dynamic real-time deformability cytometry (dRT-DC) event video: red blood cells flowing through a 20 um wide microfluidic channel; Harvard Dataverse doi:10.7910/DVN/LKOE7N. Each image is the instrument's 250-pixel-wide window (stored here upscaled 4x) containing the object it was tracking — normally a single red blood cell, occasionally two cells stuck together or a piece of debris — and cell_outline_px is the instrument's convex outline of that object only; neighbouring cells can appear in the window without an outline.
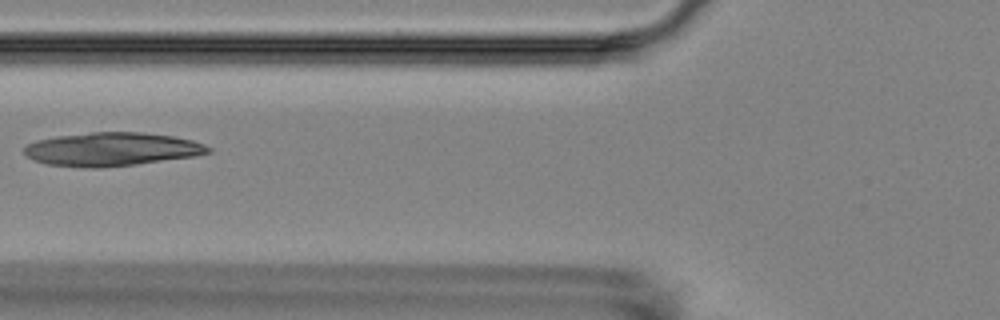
{"species": "Egyptian fruit bat (a non-hibernating species)", "species_latin": "Rousettus aegyptiacus", "temperature_condition": "room temperature", "stored_images_in_passage": 5, "camera_frame_rate_fps": 3000, "um_per_image_px": 0.085, "animal": {"sex": "female"}, "frame": {"image": 1, "passage_image": 2, "time_ms": 1.333, "image_size_px": [1000, 320], "cell_outline_px": [[212, 152], [196, 156], [136, 164], [100, 168], [80, 168], [44, 164], [32, 160], [24, 152], [24, 148], [28, 144], [36, 140], [56, 136], [92, 132], [140, 132], [172, 136], [192, 140], [204, 144], [212, 148]], "centroid_in_image_um": [9.48, 12.69], "position_along_channel_um": 116.3, "area_um2": 36.18}}
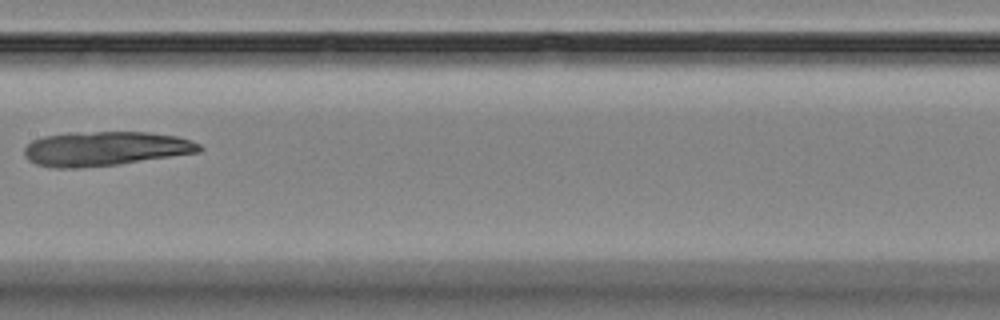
{"frame": {"image": 2, "passage_image": 4, "time_ms": 3.667, "image_size_px": [1000, 320], "cell_outline_px": [[204, 148], [200, 152], [120, 164], [80, 168], [56, 168], [36, 164], [28, 160], [24, 156], [24, 148], [32, 140], [44, 136], [68, 132], [148, 132], [176, 136], [200, 144]], "centroid_in_image_um": [8.92, 12.63], "position_along_channel_um": 198.5, "area_um2": 35.26}}
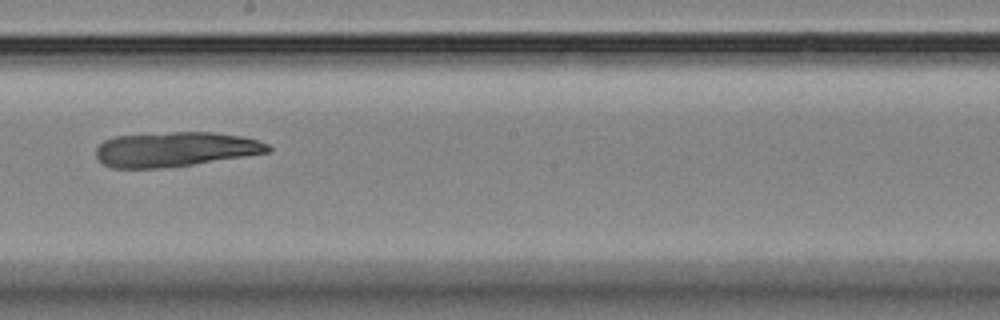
{"frame": {"image": 3, "passage_image": 5, "time_ms": 4.667, "image_size_px": [1000, 320], "cell_outline_px": [[272, 148], [268, 152], [192, 164], [160, 168], [112, 168], [104, 164], [96, 156], [96, 148], [104, 140], [116, 136], [172, 132], [212, 132], [244, 136], [268, 144]], "centroid_in_image_um": [14.87, 12.68], "position_along_channel_um": 233.3, "area_um2": 34.45}}